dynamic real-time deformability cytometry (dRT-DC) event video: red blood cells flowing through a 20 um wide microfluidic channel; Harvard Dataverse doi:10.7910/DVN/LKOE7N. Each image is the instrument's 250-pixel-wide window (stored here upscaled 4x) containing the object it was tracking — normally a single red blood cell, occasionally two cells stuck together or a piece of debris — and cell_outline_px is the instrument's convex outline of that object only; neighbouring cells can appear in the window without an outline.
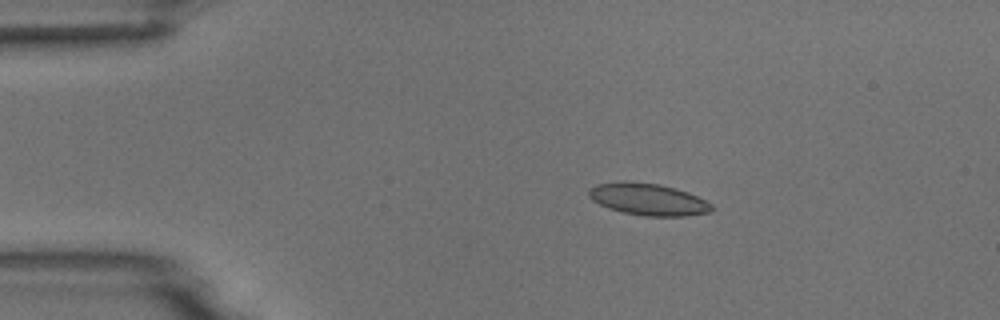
{"species": "common noctule bat (a hibernating species)", "species_latin": "Nyctalus noctula", "temperature_condition": "room temperature", "stored_images_in_passage": 5, "camera_frame_rate_fps": 3000, "um_per_image_px": 0.085, "animal": {"sex": "male", "body_mass_g": 18.8}, "frame": {"image": 1, "passage_image": 1, "time_ms": 0.0, "image_size_px": [1000, 320], "cell_outline_px": [[716, 208], [712, 212], [688, 216], [644, 216], [624, 212], [608, 208], [592, 200], [588, 196], [588, 188], [596, 184], [624, 180], [660, 184], [676, 188], [688, 192], [712, 204]], "centroid_in_image_um": [55.1, 16.93], "position_along_channel_um": 29.9, "area_um2": 23.18}}
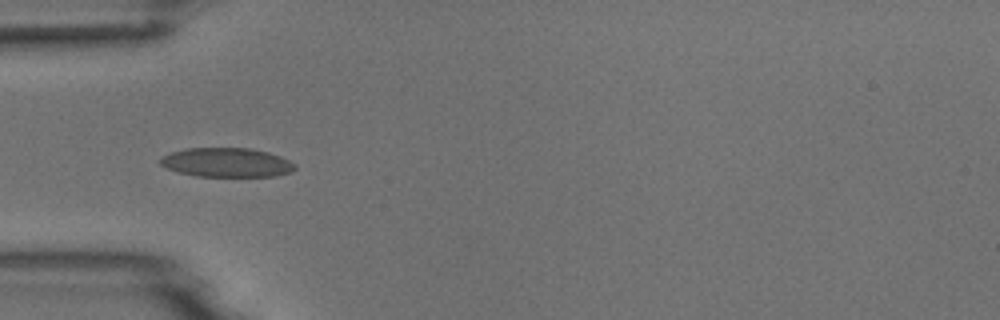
{"frame": {"image": 2, "passage_image": 3, "time_ms": 2.333, "image_size_px": [1000, 320], "cell_outline_px": [[296, 168], [288, 172], [276, 176], [196, 176], [180, 172], [168, 168], [160, 164], [160, 156], [172, 152], [188, 148], [252, 148], [268, 152], [280, 156], [296, 164]], "centroid_in_image_um": [19.27, 13.8], "position_along_channel_um": 65.7, "area_um2": 22.77}}